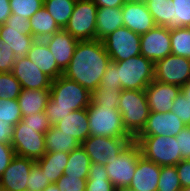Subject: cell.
<instances>
[{
	"instance_id": "1",
	"label": "cell",
	"mask_w": 190,
	"mask_h": 191,
	"mask_svg": "<svg viewBox=\"0 0 190 191\" xmlns=\"http://www.w3.org/2000/svg\"><path fill=\"white\" fill-rule=\"evenodd\" d=\"M110 62V56L102 41L97 39L78 41L63 76L76 81L92 93L99 86Z\"/></svg>"
},
{
	"instance_id": "2",
	"label": "cell",
	"mask_w": 190,
	"mask_h": 191,
	"mask_svg": "<svg viewBox=\"0 0 190 191\" xmlns=\"http://www.w3.org/2000/svg\"><path fill=\"white\" fill-rule=\"evenodd\" d=\"M92 93L76 81L61 75L52 80L50 98L45 114L51 125H55L68 113L85 109L91 103Z\"/></svg>"
},
{
	"instance_id": "3",
	"label": "cell",
	"mask_w": 190,
	"mask_h": 191,
	"mask_svg": "<svg viewBox=\"0 0 190 191\" xmlns=\"http://www.w3.org/2000/svg\"><path fill=\"white\" fill-rule=\"evenodd\" d=\"M117 109L121 112L124 128L135 138L150 114L145 90H122Z\"/></svg>"
},
{
	"instance_id": "4",
	"label": "cell",
	"mask_w": 190,
	"mask_h": 191,
	"mask_svg": "<svg viewBox=\"0 0 190 191\" xmlns=\"http://www.w3.org/2000/svg\"><path fill=\"white\" fill-rule=\"evenodd\" d=\"M141 155L159 166H176L181 160L180 149L175 136L135 137Z\"/></svg>"
},
{
	"instance_id": "5",
	"label": "cell",
	"mask_w": 190,
	"mask_h": 191,
	"mask_svg": "<svg viewBox=\"0 0 190 191\" xmlns=\"http://www.w3.org/2000/svg\"><path fill=\"white\" fill-rule=\"evenodd\" d=\"M123 90H145L154 80L155 64L141 54L123 61H112Z\"/></svg>"
},
{
	"instance_id": "6",
	"label": "cell",
	"mask_w": 190,
	"mask_h": 191,
	"mask_svg": "<svg viewBox=\"0 0 190 191\" xmlns=\"http://www.w3.org/2000/svg\"><path fill=\"white\" fill-rule=\"evenodd\" d=\"M89 136L132 137L124 128L121 112L115 107L94 105L87 107Z\"/></svg>"
},
{
	"instance_id": "7",
	"label": "cell",
	"mask_w": 190,
	"mask_h": 191,
	"mask_svg": "<svg viewBox=\"0 0 190 191\" xmlns=\"http://www.w3.org/2000/svg\"><path fill=\"white\" fill-rule=\"evenodd\" d=\"M141 156L139 145L132 141L118 156L107 159L106 171L116 190L127 188L130 185Z\"/></svg>"
},
{
	"instance_id": "8",
	"label": "cell",
	"mask_w": 190,
	"mask_h": 191,
	"mask_svg": "<svg viewBox=\"0 0 190 191\" xmlns=\"http://www.w3.org/2000/svg\"><path fill=\"white\" fill-rule=\"evenodd\" d=\"M44 134L41 128L26 125L21 120L14 126L10 144L17 156L37 161L46 153Z\"/></svg>"
},
{
	"instance_id": "9",
	"label": "cell",
	"mask_w": 190,
	"mask_h": 191,
	"mask_svg": "<svg viewBox=\"0 0 190 191\" xmlns=\"http://www.w3.org/2000/svg\"><path fill=\"white\" fill-rule=\"evenodd\" d=\"M97 10L93 0H77L64 29L79 41L96 39Z\"/></svg>"
},
{
	"instance_id": "10",
	"label": "cell",
	"mask_w": 190,
	"mask_h": 191,
	"mask_svg": "<svg viewBox=\"0 0 190 191\" xmlns=\"http://www.w3.org/2000/svg\"><path fill=\"white\" fill-rule=\"evenodd\" d=\"M141 35L125 26L105 37L102 42L111 61H123L141 54Z\"/></svg>"
},
{
	"instance_id": "11",
	"label": "cell",
	"mask_w": 190,
	"mask_h": 191,
	"mask_svg": "<svg viewBox=\"0 0 190 191\" xmlns=\"http://www.w3.org/2000/svg\"><path fill=\"white\" fill-rule=\"evenodd\" d=\"M132 141L133 137L88 136L81 146L91 162L106 165L109 157L118 156Z\"/></svg>"
},
{
	"instance_id": "12",
	"label": "cell",
	"mask_w": 190,
	"mask_h": 191,
	"mask_svg": "<svg viewBox=\"0 0 190 191\" xmlns=\"http://www.w3.org/2000/svg\"><path fill=\"white\" fill-rule=\"evenodd\" d=\"M154 80L184 86L190 81V59L170 54L155 63Z\"/></svg>"
},
{
	"instance_id": "13",
	"label": "cell",
	"mask_w": 190,
	"mask_h": 191,
	"mask_svg": "<svg viewBox=\"0 0 190 191\" xmlns=\"http://www.w3.org/2000/svg\"><path fill=\"white\" fill-rule=\"evenodd\" d=\"M141 55L154 64L171 54L170 29L155 26L140 38Z\"/></svg>"
},
{
	"instance_id": "14",
	"label": "cell",
	"mask_w": 190,
	"mask_h": 191,
	"mask_svg": "<svg viewBox=\"0 0 190 191\" xmlns=\"http://www.w3.org/2000/svg\"><path fill=\"white\" fill-rule=\"evenodd\" d=\"M36 161L15 156L0 177V191H25L32 166Z\"/></svg>"
},
{
	"instance_id": "15",
	"label": "cell",
	"mask_w": 190,
	"mask_h": 191,
	"mask_svg": "<svg viewBox=\"0 0 190 191\" xmlns=\"http://www.w3.org/2000/svg\"><path fill=\"white\" fill-rule=\"evenodd\" d=\"M12 73L24 89H50L52 85L53 79L39 70L28 57L16 59Z\"/></svg>"
},
{
	"instance_id": "16",
	"label": "cell",
	"mask_w": 190,
	"mask_h": 191,
	"mask_svg": "<svg viewBox=\"0 0 190 191\" xmlns=\"http://www.w3.org/2000/svg\"><path fill=\"white\" fill-rule=\"evenodd\" d=\"M186 125L172 111L150 112L142 131L136 137L144 136H176Z\"/></svg>"
},
{
	"instance_id": "17",
	"label": "cell",
	"mask_w": 190,
	"mask_h": 191,
	"mask_svg": "<svg viewBox=\"0 0 190 191\" xmlns=\"http://www.w3.org/2000/svg\"><path fill=\"white\" fill-rule=\"evenodd\" d=\"M181 92V87L153 80L146 88L145 94L150 112H170L174 99Z\"/></svg>"
},
{
	"instance_id": "18",
	"label": "cell",
	"mask_w": 190,
	"mask_h": 191,
	"mask_svg": "<svg viewBox=\"0 0 190 191\" xmlns=\"http://www.w3.org/2000/svg\"><path fill=\"white\" fill-rule=\"evenodd\" d=\"M122 14L124 26L136 34H145L156 26L145 2L126 1L122 6Z\"/></svg>"
},
{
	"instance_id": "19",
	"label": "cell",
	"mask_w": 190,
	"mask_h": 191,
	"mask_svg": "<svg viewBox=\"0 0 190 191\" xmlns=\"http://www.w3.org/2000/svg\"><path fill=\"white\" fill-rule=\"evenodd\" d=\"M44 41L54 56L58 67L64 72L74 55L79 40L75 39L65 29H60Z\"/></svg>"
},
{
	"instance_id": "20",
	"label": "cell",
	"mask_w": 190,
	"mask_h": 191,
	"mask_svg": "<svg viewBox=\"0 0 190 191\" xmlns=\"http://www.w3.org/2000/svg\"><path fill=\"white\" fill-rule=\"evenodd\" d=\"M160 173L161 166L141 156L138 159L134 177L127 189L131 191H157Z\"/></svg>"
},
{
	"instance_id": "21",
	"label": "cell",
	"mask_w": 190,
	"mask_h": 191,
	"mask_svg": "<svg viewBox=\"0 0 190 191\" xmlns=\"http://www.w3.org/2000/svg\"><path fill=\"white\" fill-rule=\"evenodd\" d=\"M39 70L47 74L52 79L63 75V71L58 67L54 56L50 52L44 40H35L28 51L27 56Z\"/></svg>"
},
{
	"instance_id": "22",
	"label": "cell",
	"mask_w": 190,
	"mask_h": 191,
	"mask_svg": "<svg viewBox=\"0 0 190 191\" xmlns=\"http://www.w3.org/2000/svg\"><path fill=\"white\" fill-rule=\"evenodd\" d=\"M62 133L72 135L80 144L89 136L87 108L72 111L55 125Z\"/></svg>"
},
{
	"instance_id": "23",
	"label": "cell",
	"mask_w": 190,
	"mask_h": 191,
	"mask_svg": "<svg viewBox=\"0 0 190 191\" xmlns=\"http://www.w3.org/2000/svg\"><path fill=\"white\" fill-rule=\"evenodd\" d=\"M0 38L9 45L16 59L26 57L33 42L36 40L25 29L10 28L6 23L0 25Z\"/></svg>"
},
{
	"instance_id": "24",
	"label": "cell",
	"mask_w": 190,
	"mask_h": 191,
	"mask_svg": "<svg viewBox=\"0 0 190 191\" xmlns=\"http://www.w3.org/2000/svg\"><path fill=\"white\" fill-rule=\"evenodd\" d=\"M50 98V89H24L17 97L22 116L45 111Z\"/></svg>"
},
{
	"instance_id": "25",
	"label": "cell",
	"mask_w": 190,
	"mask_h": 191,
	"mask_svg": "<svg viewBox=\"0 0 190 191\" xmlns=\"http://www.w3.org/2000/svg\"><path fill=\"white\" fill-rule=\"evenodd\" d=\"M96 20V39L102 41L119 27L124 26L122 7H99Z\"/></svg>"
},
{
	"instance_id": "26",
	"label": "cell",
	"mask_w": 190,
	"mask_h": 191,
	"mask_svg": "<svg viewBox=\"0 0 190 191\" xmlns=\"http://www.w3.org/2000/svg\"><path fill=\"white\" fill-rule=\"evenodd\" d=\"M69 153L66 152H46L42 158L36 161L46 175L47 180L52 184L56 183L63 175L68 163Z\"/></svg>"
},
{
	"instance_id": "27",
	"label": "cell",
	"mask_w": 190,
	"mask_h": 191,
	"mask_svg": "<svg viewBox=\"0 0 190 191\" xmlns=\"http://www.w3.org/2000/svg\"><path fill=\"white\" fill-rule=\"evenodd\" d=\"M29 22L32 36L37 40H45L60 30L53 17L44 6L30 17Z\"/></svg>"
},
{
	"instance_id": "28",
	"label": "cell",
	"mask_w": 190,
	"mask_h": 191,
	"mask_svg": "<svg viewBox=\"0 0 190 191\" xmlns=\"http://www.w3.org/2000/svg\"><path fill=\"white\" fill-rule=\"evenodd\" d=\"M46 152L70 153L81 144L72 136L62 133L54 125L44 134Z\"/></svg>"
},
{
	"instance_id": "29",
	"label": "cell",
	"mask_w": 190,
	"mask_h": 191,
	"mask_svg": "<svg viewBox=\"0 0 190 191\" xmlns=\"http://www.w3.org/2000/svg\"><path fill=\"white\" fill-rule=\"evenodd\" d=\"M91 160L80 145L69 153L68 163L64 169V175L87 179L90 170Z\"/></svg>"
},
{
	"instance_id": "30",
	"label": "cell",
	"mask_w": 190,
	"mask_h": 191,
	"mask_svg": "<svg viewBox=\"0 0 190 191\" xmlns=\"http://www.w3.org/2000/svg\"><path fill=\"white\" fill-rule=\"evenodd\" d=\"M77 0H44L43 6L60 29H64L73 13Z\"/></svg>"
},
{
	"instance_id": "31",
	"label": "cell",
	"mask_w": 190,
	"mask_h": 191,
	"mask_svg": "<svg viewBox=\"0 0 190 191\" xmlns=\"http://www.w3.org/2000/svg\"><path fill=\"white\" fill-rule=\"evenodd\" d=\"M85 191H116L105 165L91 162Z\"/></svg>"
},
{
	"instance_id": "32",
	"label": "cell",
	"mask_w": 190,
	"mask_h": 191,
	"mask_svg": "<svg viewBox=\"0 0 190 191\" xmlns=\"http://www.w3.org/2000/svg\"><path fill=\"white\" fill-rule=\"evenodd\" d=\"M171 54L190 59V27L170 29Z\"/></svg>"
},
{
	"instance_id": "33",
	"label": "cell",
	"mask_w": 190,
	"mask_h": 191,
	"mask_svg": "<svg viewBox=\"0 0 190 191\" xmlns=\"http://www.w3.org/2000/svg\"><path fill=\"white\" fill-rule=\"evenodd\" d=\"M147 9L152 15L156 26H166L171 21L172 0H147Z\"/></svg>"
},
{
	"instance_id": "34",
	"label": "cell",
	"mask_w": 190,
	"mask_h": 191,
	"mask_svg": "<svg viewBox=\"0 0 190 191\" xmlns=\"http://www.w3.org/2000/svg\"><path fill=\"white\" fill-rule=\"evenodd\" d=\"M171 21L165 26L168 29L190 27V0H172Z\"/></svg>"
},
{
	"instance_id": "35",
	"label": "cell",
	"mask_w": 190,
	"mask_h": 191,
	"mask_svg": "<svg viewBox=\"0 0 190 191\" xmlns=\"http://www.w3.org/2000/svg\"><path fill=\"white\" fill-rule=\"evenodd\" d=\"M122 90V88L98 86L92 92L91 102L94 105L117 108Z\"/></svg>"
},
{
	"instance_id": "36",
	"label": "cell",
	"mask_w": 190,
	"mask_h": 191,
	"mask_svg": "<svg viewBox=\"0 0 190 191\" xmlns=\"http://www.w3.org/2000/svg\"><path fill=\"white\" fill-rule=\"evenodd\" d=\"M181 188L176 166H162L157 191H180Z\"/></svg>"
},
{
	"instance_id": "37",
	"label": "cell",
	"mask_w": 190,
	"mask_h": 191,
	"mask_svg": "<svg viewBox=\"0 0 190 191\" xmlns=\"http://www.w3.org/2000/svg\"><path fill=\"white\" fill-rule=\"evenodd\" d=\"M22 90L20 82L12 72L0 73V98L17 99Z\"/></svg>"
},
{
	"instance_id": "38",
	"label": "cell",
	"mask_w": 190,
	"mask_h": 191,
	"mask_svg": "<svg viewBox=\"0 0 190 191\" xmlns=\"http://www.w3.org/2000/svg\"><path fill=\"white\" fill-rule=\"evenodd\" d=\"M0 120L10 122L12 126H15L22 120L21 109L17 99L0 98Z\"/></svg>"
},
{
	"instance_id": "39",
	"label": "cell",
	"mask_w": 190,
	"mask_h": 191,
	"mask_svg": "<svg viewBox=\"0 0 190 191\" xmlns=\"http://www.w3.org/2000/svg\"><path fill=\"white\" fill-rule=\"evenodd\" d=\"M11 14L20 15L30 19L40 8L44 0H9Z\"/></svg>"
},
{
	"instance_id": "40",
	"label": "cell",
	"mask_w": 190,
	"mask_h": 191,
	"mask_svg": "<svg viewBox=\"0 0 190 191\" xmlns=\"http://www.w3.org/2000/svg\"><path fill=\"white\" fill-rule=\"evenodd\" d=\"M51 183L47 180L46 175L43 173L41 168L35 163L29 174L27 183V190L29 191H43Z\"/></svg>"
},
{
	"instance_id": "41",
	"label": "cell",
	"mask_w": 190,
	"mask_h": 191,
	"mask_svg": "<svg viewBox=\"0 0 190 191\" xmlns=\"http://www.w3.org/2000/svg\"><path fill=\"white\" fill-rule=\"evenodd\" d=\"M171 111L178 116L185 125L190 126V101L182 92L173 101Z\"/></svg>"
},
{
	"instance_id": "42",
	"label": "cell",
	"mask_w": 190,
	"mask_h": 191,
	"mask_svg": "<svg viewBox=\"0 0 190 191\" xmlns=\"http://www.w3.org/2000/svg\"><path fill=\"white\" fill-rule=\"evenodd\" d=\"M15 60L12 49L0 38V73L12 72Z\"/></svg>"
},
{
	"instance_id": "43",
	"label": "cell",
	"mask_w": 190,
	"mask_h": 191,
	"mask_svg": "<svg viewBox=\"0 0 190 191\" xmlns=\"http://www.w3.org/2000/svg\"><path fill=\"white\" fill-rule=\"evenodd\" d=\"M87 179L63 175L55 184L60 191H85Z\"/></svg>"
},
{
	"instance_id": "44",
	"label": "cell",
	"mask_w": 190,
	"mask_h": 191,
	"mask_svg": "<svg viewBox=\"0 0 190 191\" xmlns=\"http://www.w3.org/2000/svg\"><path fill=\"white\" fill-rule=\"evenodd\" d=\"M22 121L29 126L35 128H41V133H46L50 128L51 124L44 111L40 113H34L28 116H22Z\"/></svg>"
},
{
	"instance_id": "45",
	"label": "cell",
	"mask_w": 190,
	"mask_h": 191,
	"mask_svg": "<svg viewBox=\"0 0 190 191\" xmlns=\"http://www.w3.org/2000/svg\"><path fill=\"white\" fill-rule=\"evenodd\" d=\"M178 142L182 160L190 159V126H185L181 132L175 136Z\"/></svg>"
},
{
	"instance_id": "46",
	"label": "cell",
	"mask_w": 190,
	"mask_h": 191,
	"mask_svg": "<svg viewBox=\"0 0 190 191\" xmlns=\"http://www.w3.org/2000/svg\"><path fill=\"white\" fill-rule=\"evenodd\" d=\"M117 72V66L111 61L107 66L106 72L104 73L99 86L121 88V83L120 80H118Z\"/></svg>"
},
{
	"instance_id": "47",
	"label": "cell",
	"mask_w": 190,
	"mask_h": 191,
	"mask_svg": "<svg viewBox=\"0 0 190 191\" xmlns=\"http://www.w3.org/2000/svg\"><path fill=\"white\" fill-rule=\"evenodd\" d=\"M16 156L10 143H0V177Z\"/></svg>"
},
{
	"instance_id": "48",
	"label": "cell",
	"mask_w": 190,
	"mask_h": 191,
	"mask_svg": "<svg viewBox=\"0 0 190 191\" xmlns=\"http://www.w3.org/2000/svg\"><path fill=\"white\" fill-rule=\"evenodd\" d=\"M6 24L10 28L25 29V31L29 35H32V30H31V25H30L29 19H27L23 16L21 17L20 15L10 14L9 18L6 21Z\"/></svg>"
},
{
	"instance_id": "49",
	"label": "cell",
	"mask_w": 190,
	"mask_h": 191,
	"mask_svg": "<svg viewBox=\"0 0 190 191\" xmlns=\"http://www.w3.org/2000/svg\"><path fill=\"white\" fill-rule=\"evenodd\" d=\"M176 170L181 182V187H190V159L181 160L176 165Z\"/></svg>"
},
{
	"instance_id": "50",
	"label": "cell",
	"mask_w": 190,
	"mask_h": 191,
	"mask_svg": "<svg viewBox=\"0 0 190 191\" xmlns=\"http://www.w3.org/2000/svg\"><path fill=\"white\" fill-rule=\"evenodd\" d=\"M14 134V126L10 122L0 120V143H10Z\"/></svg>"
},
{
	"instance_id": "51",
	"label": "cell",
	"mask_w": 190,
	"mask_h": 191,
	"mask_svg": "<svg viewBox=\"0 0 190 191\" xmlns=\"http://www.w3.org/2000/svg\"><path fill=\"white\" fill-rule=\"evenodd\" d=\"M11 14L9 0H0V25L6 23Z\"/></svg>"
},
{
	"instance_id": "52",
	"label": "cell",
	"mask_w": 190,
	"mask_h": 191,
	"mask_svg": "<svg viewBox=\"0 0 190 191\" xmlns=\"http://www.w3.org/2000/svg\"><path fill=\"white\" fill-rule=\"evenodd\" d=\"M127 0H93L96 6L107 7V8H118L122 7Z\"/></svg>"
},
{
	"instance_id": "53",
	"label": "cell",
	"mask_w": 190,
	"mask_h": 191,
	"mask_svg": "<svg viewBox=\"0 0 190 191\" xmlns=\"http://www.w3.org/2000/svg\"><path fill=\"white\" fill-rule=\"evenodd\" d=\"M181 92L188 99V101H190V81L181 87Z\"/></svg>"
},
{
	"instance_id": "54",
	"label": "cell",
	"mask_w": 190,
	"mask_h": 191,
	"mask_svg": "<svg viewBox=\"0 0 190 191\" xmlns=\"http://www.w3.org/2000/svg\"><path fill=\"white\" fill-rule=\"evenodd\" d=\"M43 191H60L57 187V185L54 183L50 184L47 188H45Z\"/></svg>"
},
{
	"instance_id": "55",
	"label": "cell",
	"mask_w": 190,
	"mask_h": 191,
	"mask_svg": "<svg viewBox=\"0 0 190 191\" xmlns=\"http://www.w3.org/2000/svg\"><path fill=\"white\" fill-rule=\"evenodd\" d=\"M180 191H190V187H182Z\"/></svg>"
},
{
	"instance_id": "56",
	"label": "cell",
	"mask_w": 190,
	"mask_h": 191,
	"mask_svg": "<svg viewBox=\"0 0 190 191\" xmlns=\"http://www.w3.org/2000/svg\"><path fill=\"white\" fill-rule=\"evenodd\" d=\"M127 1H130V2H146L147 0H127Z\"/></svg>"
},
{
	"instance_id": "57",
	"label": "cell",
	"mask_w": 190,
	"mask_h": 191,
	"mask_svg": "<svg viewBox=\"0 0 190 191\" xmlns=\"http://www.w3.org/2000/svg\"><path fill=\"white\" fill-rule=\"evenodd\" d=\"M116 191H131V190H129V189H127V188H124V189H118V190H116Z\"/></svg>"
}]
</instances>
